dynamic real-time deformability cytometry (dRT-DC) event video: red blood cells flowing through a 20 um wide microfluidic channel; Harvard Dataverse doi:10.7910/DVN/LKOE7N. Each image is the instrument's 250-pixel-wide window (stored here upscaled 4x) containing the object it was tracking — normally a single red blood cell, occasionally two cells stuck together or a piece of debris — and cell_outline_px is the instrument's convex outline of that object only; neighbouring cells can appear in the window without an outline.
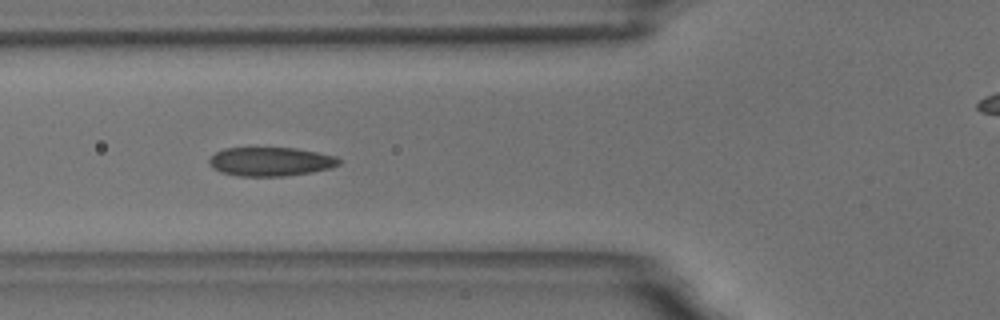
{"species": "common noctule bat (a hibernating species)", "species_latin": "Nyctalus noctula", "temperature_condition": "room temperature", "stored_images_in_passage": 6, "camera_frame_rate_fps": 3000, "um_per_image_px": 0.085, "animal": {"sex": "male", "body_mass_g": 18.8}, "frame": {"image": 1, "passage_image": 5, "time_ms": 4.667, "image_size_px": [1000, 320], "cell_outline_px": [[340, 164], [332, 168], [312, 172], [284, 176], [236, 176], [220, 172], [212, 168], [208, 164], [208, 160], [216, 152], [224, 148], [296, 148], [336, 156], [340, 160]], "centroid_in_image_um": [22.98, 13.74], "position_along_channel_um": 102.8, "area_um2": 21.96}}